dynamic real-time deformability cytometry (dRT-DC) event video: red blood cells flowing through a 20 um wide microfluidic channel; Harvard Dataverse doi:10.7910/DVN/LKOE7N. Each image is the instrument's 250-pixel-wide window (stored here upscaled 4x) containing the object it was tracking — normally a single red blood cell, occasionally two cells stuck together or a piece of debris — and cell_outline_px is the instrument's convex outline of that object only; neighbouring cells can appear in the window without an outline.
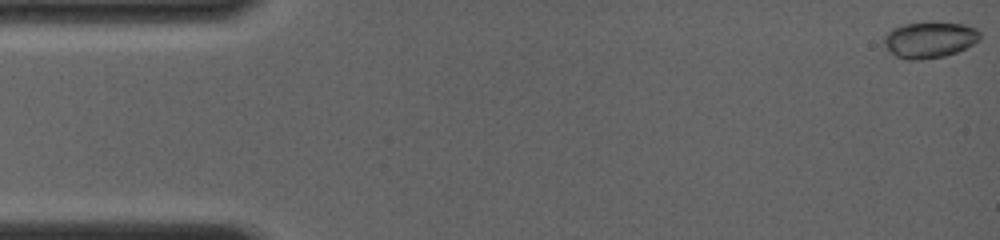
{"species": "common noctule bat (a hibernating species)", "species_latin": "Nyctalus noctula", "temperature_condition": "room temperature", "stored_images_in_passage": 67, "camera_frame_rate_fps": 4000, "um_per_image_px": 0.085, "animal": {"sex": "female", "body_mass_g": 19.0, "forearm_length_mm": 56.7}, "frame": {"image": 1, "passage_image": 1, "time_ms": 0.0, "image_size_px": [1000, 240], "cell_outline_px": [[980, 36], [972, 44], [956, 52], [944, 56], [920, 60], [908, 60], [896, 56], [884, 48], [884, 36], [892, 28], [904, 24], [928, 20], [936, 20], [964, 24], [976, 28], [980, 32]], "centroid_in_image_um": [78.98, 3.34], "position_along_channel_um": 6.0, "area_um2": 20.69}}
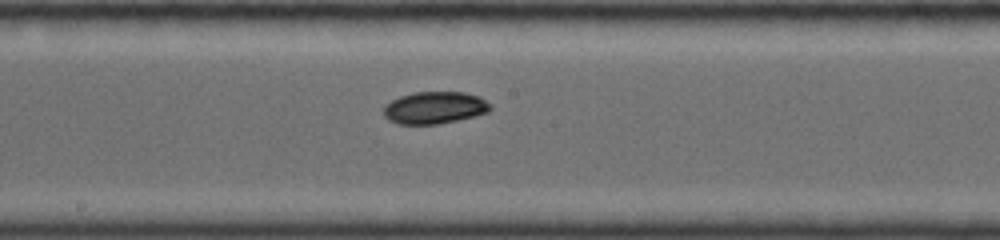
{"frame": {"image": 2, "passage_image": 38, "time_ms": 8.25, "image_size_px": [1000, 240], "cell_outline_px": [[492, 108], [488, 112], [456, 120], [436, 124], [396, 124], [388, 120], [384, 116], [384, 104], [400, 96], [412, 92], [464, 92], [480, 96], [492, 104]], "centroid_in_image_um": [36.93, 9.14], "position_along_channel_um": 211.3, "area_um2": 20.11}}
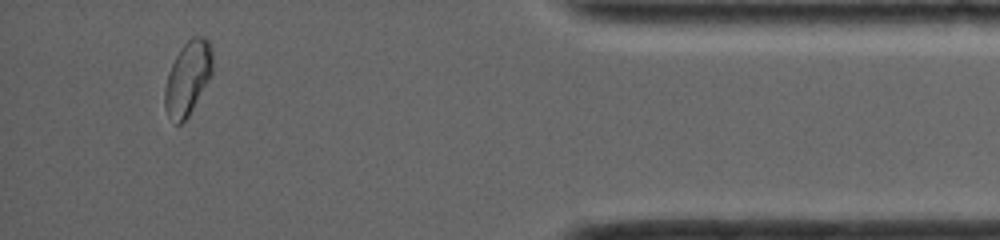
{"frame": {"image": 3, "passage_image": 67, "time_ms": 14.25, "image_size_px": [1000, 240], "cell_outline_px": [[212, 76], [188, 116], [180, 124], [176, 124], [168, 116], [164, 108], [164, 88], [168, 72], [176, 56], [184, 44], [192, 36], [204, 36], [212, 44]], "centroid_in_image_um": [15.97, 6.63], "position_along_channel_um": 419.2, "area_um2": 20.69}}